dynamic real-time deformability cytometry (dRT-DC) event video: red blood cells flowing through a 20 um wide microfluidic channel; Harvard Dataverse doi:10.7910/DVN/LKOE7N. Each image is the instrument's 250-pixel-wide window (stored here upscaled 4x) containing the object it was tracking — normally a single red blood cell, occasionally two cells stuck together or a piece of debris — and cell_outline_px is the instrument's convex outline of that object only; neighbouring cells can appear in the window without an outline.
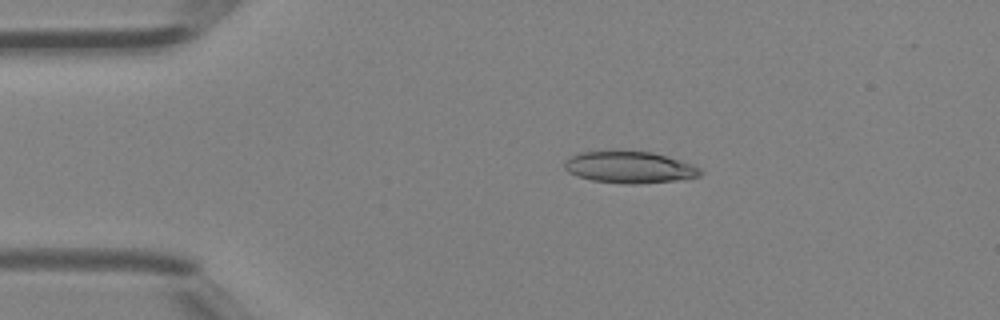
{"species": "Egyptian fruit bat (a non-hibernating species)", "species_latin": "Rousettus aegyptiacus", "temperature_condition": "room temperature", "stored_images_in_passage": 5, "camera_frame_rate_fps": 3000, "um_per_image_px": 0.085, "animal": {"sex": "female"}, "frame": {"image": 1, "passage_image": 3, "time_ms": 0.667, "image_size_px": [1000, 320], "cell_outline_px": [[704, 172], [700, 176], [676, 180], [636, 184], [624, 184], [592, 180], [576, 176], [568, 172], [564, 168], [564, 164], [572, 156], [580, 152], [652, 152], [680, 160], [692, 164], [700, 168]], "centroid_in_image_um": [53.53, 14.24], "position_along_channel_um": 31.5, "area_um2": 24.74}}
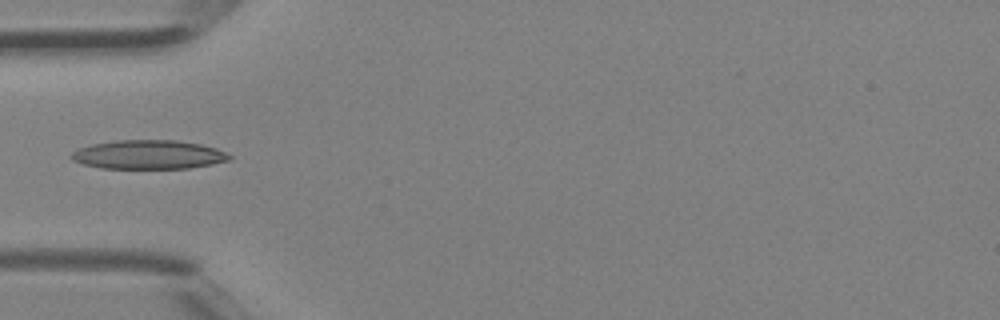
{"frame": {"image": 2, "passage_image": 5, "time_ms": 1.333, "image_size_px": [1000, 320], "cell_outline_px": [[232, 156], [228, 160], [212, 164], [188, 168], [100, 168], [84, 164], [72, 160], [68, 156], [76, 148], [92, 144], [116, 140], [176, 140], [200, 144], [216, 148]], "centroid_in_image_um": [12.57, 13.14], "position_along_channel_um": 72.4, "area_um2": 26.65}}